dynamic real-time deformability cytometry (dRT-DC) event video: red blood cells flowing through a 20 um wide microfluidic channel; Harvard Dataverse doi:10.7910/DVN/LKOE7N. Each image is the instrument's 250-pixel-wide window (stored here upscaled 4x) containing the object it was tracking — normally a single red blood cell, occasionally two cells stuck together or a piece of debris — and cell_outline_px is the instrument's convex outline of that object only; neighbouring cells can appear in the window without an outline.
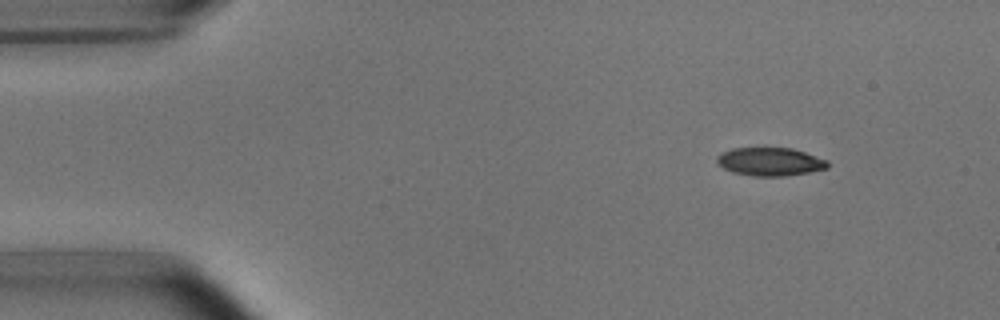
{"species": "common noctule bat (a hibernating species)", "species_latin": "Nyctalus noctula", "temperature_condition": "room temperature", "stored_images_in_passage": 7, "camera_frame_rate_fps": 3000, "um_per_image_px": 0.085, "animal": {"sex": "male", "body_mass_g": 15.6}, "frame": {"image": 1, "passage_image": 1, "time_ms": 0.0, "image_size_px": [1000, 320], "cell_outline_px": [[828, 168], [808, 172], [784, 176], [752, 176], [732, 172], [716, 164], [716, 156], [720, 152], [732, 148], [792, 148], [828, 160]], "centroid_in_image_um": [65.41, 13.74], "position_along_channel_um": 19.6, "area_um2": 18.32}}
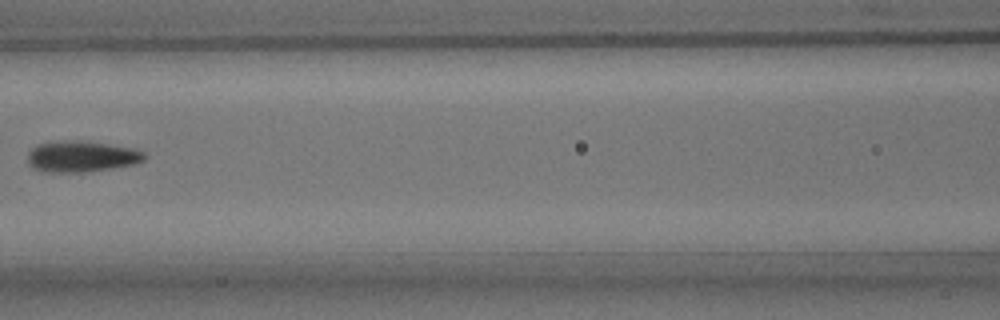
{"frame": {"image": 2, "passage_image": 6, "time_ms": 6.0, "image_size_px": [1000, 320], "cell_outline_px": [[144, 160], [132, 164], [112, 168], [80, 172], [44, 172], [32, 168], [28, 164], [28, 152], [36, 144], [56, 140], [80, 140], [132, 148], [144, 152]], "centroid_in_image_um": [6.84, 13.29], "position_along_channel_um": 159.8, "area_um2": 21.15}}
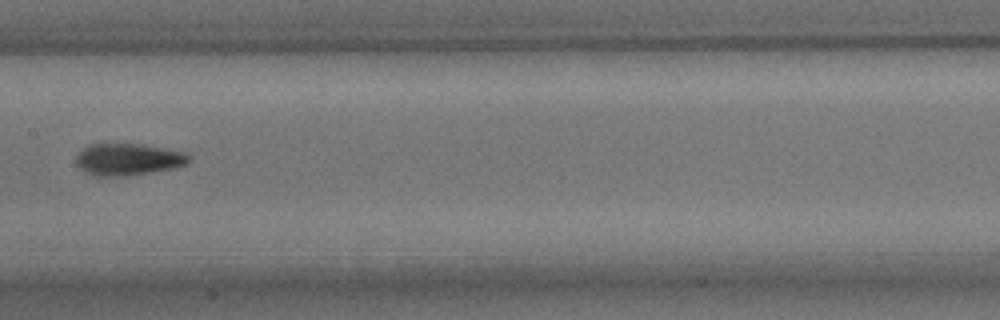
{"frame": {"image": 3, "passage_image": 7, "time_ms": 7.0, "image_size_px": [1000, 320], "cell_outline_px": [[192, 160], [188, 164], [176, 168], [124, 176], [96, 176], [84, 172], [76, 164], [76, 156], [80, 148], [88, 144], [144, 144], [184, 152], [192, 156]], "centroid_in_image_um": [10.9, 13.54], "position_along_channel_um": 196.5, "area_um2": 21.33}}